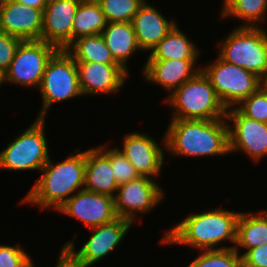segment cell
Returning a JSON list of instances; mask_svg holds the SVG:
<instances>
[{"label": "cell", "instance_id": "cell-1", "mask_svg": "<svg viewBox=\"0 0 267 267\" xmlns=\"http://www.w3.org/2000/svg\"><path fill=\"white\" fill-rule=\"evenodd\" d=\"M216 120L172 119L163 138L171 155L206 156L230 153L229 125Z\"/></svg>", "mask_w": 267, "mask_h": 267}, {"label": "cell", "instance_id": "cell-2", "mask_svg": "<svg viewBox=\"0 0 267 267\" xmlns=\"http://www.w3.org/2000/svg\"><path fill=\"white\" fill-rule=\"evenodd\" d=\"M240 212L214 209L203 213L190 214L171 228L162 243L184 244L200 250H213L222 241L236 243L237 221Z\"/></svg>", "mask_w": 267, "mask_h": 267}, {"label": "cell", "instance_id": "cell-3", "mask_svg": "<svg viewBox=\"0 0 267 267\" xmlns=\"http://www.w3.org/2000/svg\"><path fill=\"white\" fill-rule=\"evenodd\" d=\"M61 163H52L50 157L41 169V178L24 198V202L38 204L42 209H59L72 196L71 194L85 184V151L76 149Z\"/></svg>", "mask_w": 267, "mask_h": 267}, {"label": "cell", "instance_id": "cell-4", "mask_svg": "<svg viewBox=\"0 0 267 267\" xmlns=\"http://www.w3.org/2000/svg\"><path fill=\"white\" fill-rule=\"evenodd\" d=\"M170 94L165 102L175 108L172 119L216 120L226 118L228 109L202 70Z\"/></svg>", "mask_w": 267, "mask_h": 267}, {"label": "cell", "instance_id": "cell-5", "mask_svg": "<svg viewBox=\"0 0 267 267\" xmlns=\"http://www.w3.org/2000/svg\"><path fill=\"white\" fill-rule=\"evenodd\" d=\"M220 45L222 60L267 82V32L262 27H236Z\"/></svg>", "mask_w": 267, "mask_h": 267}, {"label": "cell", "instance_id": "cell-6", "mask_svg": "<svg viewBox=\"0 0 267 267\" xmlns=\"http://www.w3.org/2000/svg\"><path fill=\"white\" fill-rule=\"evenodd\" d=\"M38 89L43 107L37 118L44 119L53 103L82 95L76 62L66 50L59 49L48 61Z\"/></svg>", "mask_w": 267, "mask_h": 267}, {"label": "cell", "instance_id": "cell-7", "mask_svg": "<svg viewBox=\"0 0 267 267\" xmlns=\"http://www.w3.org/2000/svg\"><path fill=\"white\" fill-rule=\"evenodd\" d=\"M201 70L209 78L218 97L227 109L253 94L265 82L255 73L222 60ZM230 107V108H229Z\"/></svg>", "mask_w": 267, "mask_h": 267}, {"label": "cell", "instance_id": "cell-8", "mask_svg": "<svg viewBox=\"0 0 267 267\" xmlns=\"http://www.w3.org/2000/svg\"><path fill=\"white\" fill-rule=\"evenodd\" d=\"M44 118L36 121L0 152V169L41 170L49 160Z\"/></svg>", "mask_w": 267, "mask_h": 267}, {"label": "cell", "instance_id": "cell-9", "mask_svg": "<svg viewBox=\"0 0 267 267\" xmlns=\"http://www.w3.org/2000/svg\"><path fill=\"white\" fill-rule=\"evenodd\" d=\"M58 50L43 40L21 41L14 59L4 72L5 81L24 87H40L47 63Z\"/></svg>", "mask_w": 267, "mask_h": 267}, {"label": "cell", "instance_id": "cell-10", "mask_svg": "<svg viewBox=\"0 0 267 267\" xmlns=\"http://www.w3.org/2000/svg\"><path fill=\"white\" fill-rule=\"evenodd\" d=\"M114 203L117 217L133 223L135 214L147 213L164 198V192L154 179L139 176L121 184L115 193Z\"/></svg>", "mask_w": 267, "mask_h": 267}, {"label": "cell", "instance_id": "cell-11", "mask_svg": "<svg viewBox=\"0 0 267 267\" xmlns=\"http://www.w3.org/2000/svg\"><path fill=\"white\" fill-rule=\"evenodd\" d=\"M233 121L229 126V149L243 151L258 162L267 155V123L258 122L244 116L237 108L226 113V120Z\"/></svg>", "mask_w": 267, "mask_h": 267}, {"label": "cell", "instance_id": "cell-12", "mask_svg": "<svg viewBox=\"0 0 267 267\" xmlns=\"http://www.w3.org/2000/svg\"><path fill=\"white\" fill-rule=\"evenodd\" d=\"M58 211L80 219L90 228L110 223L118 218L114 197L84 189L72 194Z\"/></svg>", "mask_w": 267, "mask_h": 267}, {"label": "cell", "instance_id": "cell-13", "mask_svg": "<svg viewBox=\"0 0 267 267\" xmlns=\"http://www.w3.org/2000/svg\"><path fill=\"white\" fill-rule=\"evenodd\" d=\"M133 223L118 217L114 221L94 228L89 240L83 244L80 250L75 251L73 241L65 246L87 267L108 255L123 240Z\"/></svg>", "mask_w": 267, "mask_h": 267}, {"label": "cell", "instance_id": "cell-14", "mask_svg": "<svg viewBox=\"0 0 267 267\" xmlns=\"http://www.w3.org/2000/svg\"><path fill=\"white\" fill-rule=\"evenodd\" d=\"M81 0H48L41 40L65 50L72 43L73 19Z\"/></svg>", "mask_w": 267, "mask_h": 267}, {"label": "cell", "instance_id": "cell-15", "mask_svg": "<svg viewBox=\"0 0 267 267\" xmlns=\"http://www.w3.org/2000/svg\"><path fill=\"white\" fill-rule=\"evenodd\" d=\"M82 95L118 92L128 73L118 64L75 61Z\"/></svg>", "mask_w": 267, "mask_h": 267}, {"label": "cell", "instance_id": "cell-16", "mask_svg": "<svg viewBox=\"0 0 267 267\" xmlns=\"http://www.w3.org/2000/svg\"><path fill=\"white\" fill-rule=\"evenodd\" d=\"M119 149L135 168L139 176H157L164 163V153L154 139L142 133H130L123 139Z\"/></svg>", "mask_w": 267, "mask_h": 267}, {"label": "cell", "instance_id": "cell-17", "mask_svg": "<svg viewBox=\"0 0 267 267\" xmlns=\"http://www.w3.org/2000/svg\"><path fill=\"white\" fill-rule=\"evenodd\" d=\"M43 11L10 1L0 8V30L24 40H41Z\"/></svg>", "mask_w": 267, "mask_h": 267}, {"label": "cell", "instance_id": "cell-18", "mask_svg": "<svg viewBox=\"0 0 267 267\" xmlns=\"http://www.w3.org/2000/svg\"><path fill=\"white\" fill-rule=\"evenodd\" d=\"M196 61L197 59L147 60L143 73L148 82L160 84L173 93L201 70L194 69Z\"/></svg>", "mask_w": 267, "mask_h": 267}, {"label": "cell", "instance_id": "cell-19", "mask_svg": "<svg viewBox=\"0 0 267 267\" xmlns=\"http://www.w3.org/2000/svg\"><path fill=\"white\" fill-rule=\"evenodd\" d=\"M136 39L141 50H153L176 25L158 12L146 0L141 4L132 20Z\"/></svg>", "mask_w": 267, "mask_h": 267}, {"label": "cell", "instance_id": "cell-20", "mask_svg": "<svg viewBox=\"0 0 267 267\" xmlns=\"http://www.w3.org/2000/svg\"><path fill=\"white\" fill-rule=\"evenodd\" d=\"M118 184L113 175L109 158L99 149L85 151L84 190L115 197Z\"/></svg>", "mask_w": 267, "mask_h": 267}, {"label": "cell", "instance_id": "cell-21", "mask_svg": "<svg viewBox=\"0 0 267 267\" xmlns=\"http://www.w3.org/2000/svg\"><path fill=\"white\" fill-rule=\"evenodd\" d=\"M101 35L115 62L128 73L126 63L129 57L137 49L141 50L132 23L107 22Z\"/></svg>", "mask_w": 267, "mask_h": 267}, {"label": "cell", "instance_id": "cell-22", "mask_svg": "<svg viewBox=\"0 0 267 267\" xmlns=\"http://www.w3.org/2000/svg\"><path fill=\"white\" fill-rule=\"evenodd\" d=\"M148 60L197 59L199 51L196 45L182 33L178 24L151 51Z\"/></svg>", "mask_w": 267, "mask_h": 267}, {"label": "cell", "instance_id": "cell-23", "mask_svg": "<svg viewBox=\"0 0 267 267\" xmlns=\"http://www.w3.org/2000/svg\"><path fill=\"white\" fill-rule=\"evenodd\" d=\"M259 214L240 213L237 221L236 243L234 246L237 252H239L238 246L247 248L248 251L267 244V217L263 215V212Z\"/></svg>", "mask_w": 267, "mask_h": 267}, {"label": "cell", "instance_id": "cell-24", "mask_svg": "<svg viewBox=\"0 0 267 267\" xmlns=\"http://www.w3.org/2000/svg\"><path fill=\"white\" fill-rule=\"evenodd\" d=\"M107 20L96 0H81L73 19L72 42L79 37L101 34Z\"/></svg>", "mask_w": 267, "mask_h": 267}, {"label": "cell", "instance_id": "cell-25", "mask_svg": "<svg viewBox=\"0 0 267 267\" xmlns=\"http://www.w3.org/2000/svg\"><path fill=\"white\" fill-rule=\"evenodd\" d=\"M65 50L75 61L117 64L101 34L79 37Z\"/></svg>", "mask_w": 267, "mask_h": 267}, {"label": "cell", "instance_id": "cell-26", "mask_svg": "<svg viewBox=\"0 0 267 267\" xmlns=\"http://www.w3.org/2000/svg\"><path fill=\"white\" fill-rule=\"evenodd\" d=\"M266 10L267 0H224L221 16L244 19L247 23L241 27H258L256 22L265 20Z\"/></svg>", "mask_w": 267, "mask_h": 267}, {"label": "cell", "instance_id": "cell-27", "mask_svg": "<svg viewBox=\"0 0 267 267\" xmlns=\"http://www.w3.org/2000/svg\"><path fill=\"white\" fill-rule=\"evenodd\" d=\"M234 246L204 250L188 267H242L241 256Z\"/></svg>", "mask_w": 267, "mask_h": 267}, {"label": "cell", "instance_id": "cell-28", "mask_svg": "<svg viewBox=\"0 0 267 267\" xmlns=\"http://www.w3.org/2000/svg\"><path fill=\"white\" fill-rule=\"evenodd\" d=\"M107 22H132L145 0H96Z\"/></svg>", "mask_w": 267, "mask_h": 267}, {"label": "cell", "instance_id": "cell-29", "mask_svg": "<svg viewBox=\"0 0 267 267\" xmlns=\"http://www.w3.org/2000/svg\"><path fill=\"white\" fill-rule=\"evenodd\" d=\"M236 108L246 117L267 123V82L243 99Z\"/></svg>", "mask_w": 267, "mask_h": 267}, {"label": "cell", "instance_id": "cell-30", "mask_svg": "<svg viewBox=\"0 0 267 267\" xmlns=\"http://www.w3.org/2000/svg\"><path fill=\"white\" fill-rule=\"evenodd\" d=\"M98 148L109 158L113 175L118 185L135 180L139 177L135 168L118 148L109 150L106 148L103 149V146H99Z\"/></svg>", "mask_w": 267, "mask_h": 267}, {"label": "cell", "instance_id": "cell-31", "mask_svg": "<svg viewBox=\"0 0 267 267\" xmlns=\"http://www.w3.org/2000/svg\"><path fill=\"white\" fill-rule=\"evenodd\" d=\"M32 263L30 256L19 245H0V267H29Z\"/></svg>", "mask_w": 267, "mask_h": 267}, {"label": "cell", "instance_id": "cell-32", "mask_svg": "<svg viewBox=\"0 0 267 267\" xmlns=\"http://www.w3.org/2000/svg\"><path fill=\"white\" fill-rule=\"evenodd\" d=\"M21 41L20 38L11 36L0 30V71L3 73L9 68Z\"/></svg>", "mask_w": 267, "mask_h": 267}, {"label": "cell", "instance_id": "cell-33", "mask_svg": "<svg viewBox=\"0 0 267 267\" xmlns=\"http://www.w3.org/2000/svg\"><path fill=\"white\" fill-rule=\"evenodd\" d=\"M242 267H267V244L240 254Z\"/></svg>", "mask_w": 267, "mask_h": 267}, {"label": "cell", "instance_id": "cell-34", "mask_svg": "<svg viewBox=\"0 0 267 267\" xmlns=\"http://www.w3.org/2000/svg\"><path fill=\"white\" fill-rule=\"evenodd\" d=\"M55 267H87L65 245L63 246L59 261Z\"/></svg>", "mask_w": 267, "mask_h": 267}, {"label": "cell", "instance_id": "cell-35", "mask_svg": "<svg viewBox=\"0 0 267 267\" xmlns=\"http://www.w3.org/2000/svg\"><path fill=\"white\" fill-rule=\"evenodd\" d=\"M13 1L42 11H44L48 3V0H13Z\"/></svg>", "mask_w": 267, "mask_h": 267}, {"label": "cell", "instance_id": "cell-36", "mask_svg": "<svg viewBox=\"0 0 267 267\" xmlns=\"http://www.w3.org/2000/svg\"><path fill=\"white\" fill-rule=\"evenodd\" d=\"M12 0H0V8L6 4H8Z\"/></svg>", "mask_w": 267, "mask_h": 267}, {"label": "cell", "instance_id": "cell-37", "mask_svg": "<svg viewBox=\"0 0 267 267\" xmlns=\"http://www.w3.org/2000/svg\"><path fill=\"white\" fill-rule=\"evenodd\" d=\"M5 81L4 73L0 71V84Z\"/></svg>", "mask_w": 267, "mask_h": 267}]
</instances>
